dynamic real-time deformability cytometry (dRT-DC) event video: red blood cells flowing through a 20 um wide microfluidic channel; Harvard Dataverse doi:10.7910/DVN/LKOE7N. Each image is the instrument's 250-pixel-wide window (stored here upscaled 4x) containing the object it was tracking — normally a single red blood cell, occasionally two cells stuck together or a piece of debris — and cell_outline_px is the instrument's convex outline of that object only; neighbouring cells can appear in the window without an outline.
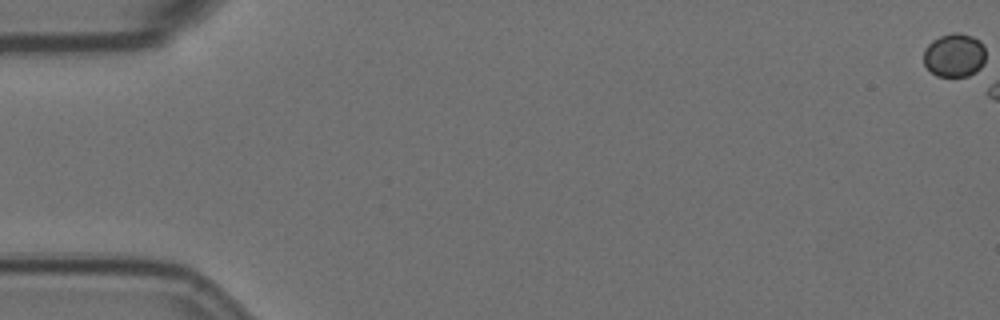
{"species": "Egyptian fruit bat (a non-hibernating species)", "species_latin": "Rousettus aegyptiacus", "temperature_condition": "room temperature", "stored_images_in_passage": 18, "camera_frame_rate_fps": 3000, "um_per_image_px": 0.085, "animal": {"sex": "female"}, "frame": {"image": 1, "passage_image": 1, "time_ms": 0.0, "image_size_px": [1000, 320], "cell_outline_px": [[984, 64], [976, 72], [968, 76], [936, 76], [924, 64], [924, 48], [932, 40], [940, 36], [952, 32], [960, 32], [972, 36], [980, 40], [984, 48]], "centroid_in_image_um": [81.12, 4.68], "position_along_channel_um": 3.9, "area_um2": 15.9}}
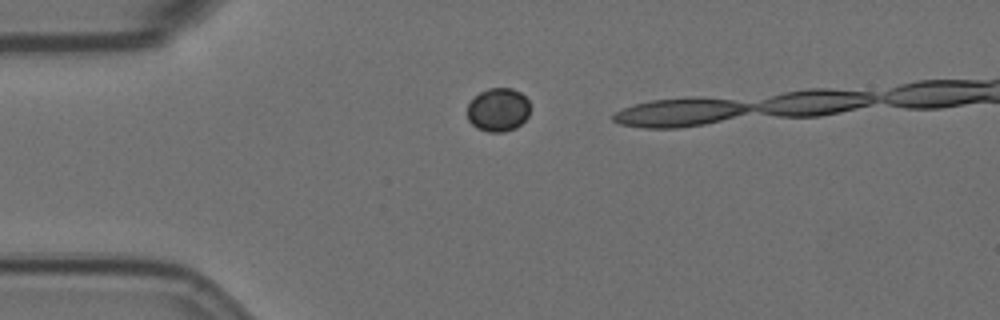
{"frame": {"image": 2, "passage_image": 16, "time_ms": 5.0, "image_size_px": [1000, 320], "cell_outline_px": [[528, 116], [516, 128], [504, 132], [488, 132], [476, 128], [468, 120], [468, 104], [480, 92], [488, 88], [512, 88], [520, 92], [528, 100]], "centroid_in_image_um": [42.33, 9.34], "position_along_channel_um": 42.7, "area_um2": 15.84}}